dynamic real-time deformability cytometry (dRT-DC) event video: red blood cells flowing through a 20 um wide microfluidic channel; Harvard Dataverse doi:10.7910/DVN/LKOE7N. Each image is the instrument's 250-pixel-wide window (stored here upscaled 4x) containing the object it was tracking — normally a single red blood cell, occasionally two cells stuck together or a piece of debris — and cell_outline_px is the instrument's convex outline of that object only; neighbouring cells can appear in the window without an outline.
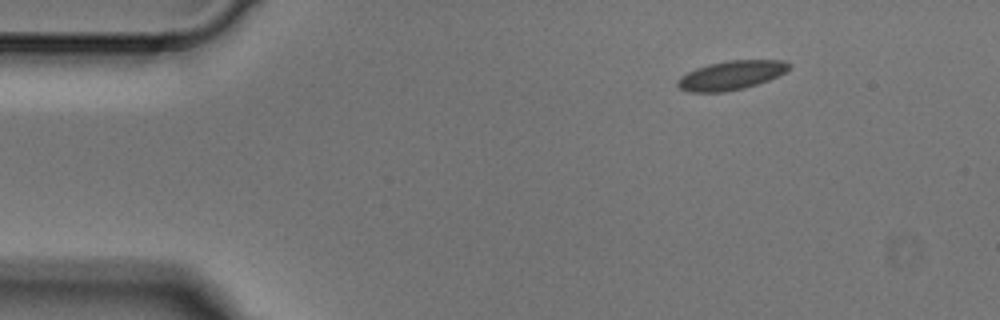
{"species": "Egyptian fruit bat (a non-hibernating species)", "species_latin": "Rousettus aegyptiacus", "temperature_condition": "cold", "stored_images_in_passage": 3, "camera_frame_rate_fps": 3000, "um_per_image_px": 0.085, "animal": {"sex": "male"}, "frame": {"image": 1, "passage_image": 1, "time_ms": 0.0, "image_size_px": [1000, 320], "cell_outline_px": [[792, 68], [768, 80], [744, 88], [724, 92], [688, 92], [680, 88], [676, 84], [676, 80], [680, 76], [696, 68], [708, 64], [728, 60], [784, 60], [792, 64]], "centroid_in_image_um": [62.14, 6.39], "position_along_channel_um": 22.9, "area_um2": 18.9}}
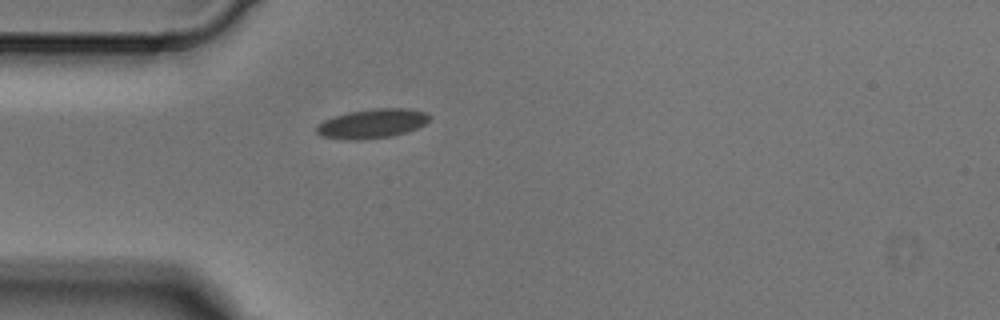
{"frame": {"image": 2, "passage_image": 3, "time_ms": 0.667, "image_size_px": [1000, 320], "cell_outline_px": [[432, 120], [408, 132], [392, 136], [360, 140], [344, 140], [320, 136], [316, 132], [316, 128], [324, 120], [348, 112], [376, 108], [408, 108], [428, 112], [432, 116]], "centroid_in_image_um": [31.69, 10.51], "position_along_channel_um": 53.3, "area_um2": 19.54}}